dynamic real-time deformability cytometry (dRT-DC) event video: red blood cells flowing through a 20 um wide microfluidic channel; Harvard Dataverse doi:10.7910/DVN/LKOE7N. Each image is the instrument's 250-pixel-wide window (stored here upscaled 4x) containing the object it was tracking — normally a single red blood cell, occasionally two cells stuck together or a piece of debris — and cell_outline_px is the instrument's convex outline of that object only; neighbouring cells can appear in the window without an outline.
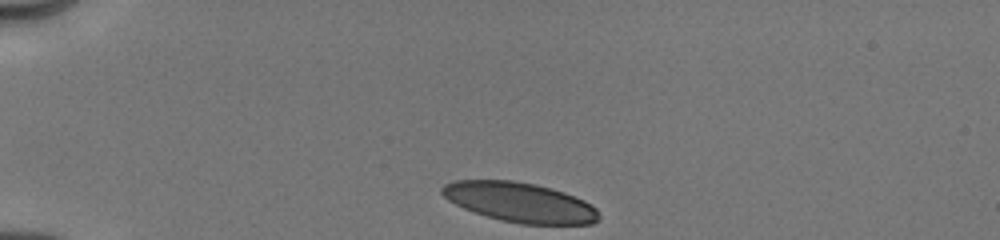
{"species": "human", "species_latin": "Homo sapiens", "temperature_condition": "cold", "stored_images_in_passage": 39, "camera_frame_rate_fps": 3000, "um_per_image_px": 0.085, "donor": {"sex": "male"}, "frame": {"image": 1, "passage_image": 1, "time_ms": 0.0, "image_size_px": [1000, 240], "cell_outline_px": [[600, 220], [592, 224], [520, 224], [500, 220], [464, 208], [448, 200], [440, 192], [440, 188], [444, 184], [452, 180], [512, 180], [536, 184], [552, 188], [564, 192], [584, 200], [592, 204], [600, 212]], "centroid_in_image_um": [44.22, 17.19], "position_along_channel_um": 40.8, "area_um2": 36.53}}
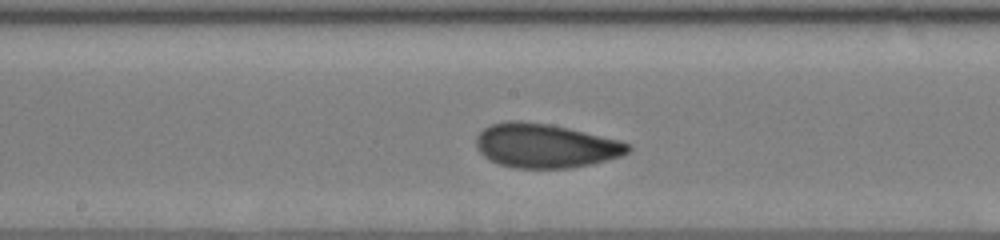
{"frame": {"image": 2, "passage_image": 26, "time_ms": 5.333, "image_size_px": [1000, 240], "cell_outline_px": [[632, 148], [628, 152], [620, 156], [592, 164], [568, 168], [512, 168], [500, 164], [484, 156], [476, 148], [476, 136], [484, 128], [492, 124], [508, 120], [520, 120], [548, 124], [568, 128], [620, 140], [632, 144]], "centroid_in_image_um": [46.36, 12.38], "position_along_channel_um": 201.8, "area_um2": 39.07}}
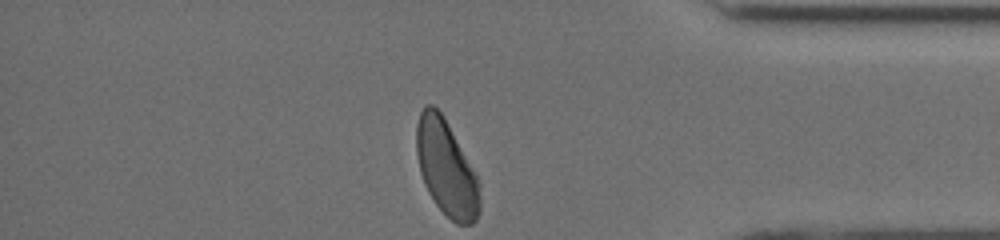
{"frame": {"image": 3, "passage_image": 39, "time_ms": 10.667, "image_size_px": [1000, 240], "cell_outline_px": [[480, 212], [476, 220], [472, 224], [456, 224], [436, 204], [428, 192], [424, 184], [420, 172], [416, 152], [416, 124], [420, 112], [424, 104], [432, 104], [444, 116], [480, 180]], "centroid_in_image_um": [37.95, 14.27], "position_along_channel_um": 397.3, "area_um2": 35.6}, "authors_computed_cell_mechanics": {"area_um2": 38.3792, "velocity_mm_per_s": 4.0039, "shape_relaxation_time_tau1_ms": 3.6631, "shape_relaxation_time_tau2_ms": 1.1322, "deformation_change_tau1": 0.1396, "deformation_change_tau2": 0.0696}}